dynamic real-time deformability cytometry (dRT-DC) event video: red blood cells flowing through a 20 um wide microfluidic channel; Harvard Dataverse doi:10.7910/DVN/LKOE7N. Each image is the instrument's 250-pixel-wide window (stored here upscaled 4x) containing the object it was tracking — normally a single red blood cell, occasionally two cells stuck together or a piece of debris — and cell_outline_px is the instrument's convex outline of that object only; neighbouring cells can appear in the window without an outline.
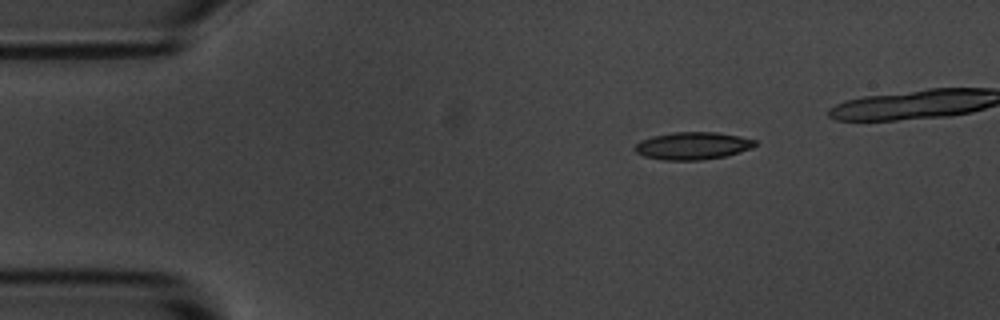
{"species": "common noctule bat (a hibernating species)", "species_latin": "Nyctalus noctula", "temperature_condition": "room temperature", "stored_images_in_passage": 3, "camera_frame_rate_fps": 3000, "um_per_image_px": 0.085, "animal": {"sex": "male", "body_mass_g": 20.1, "forearm_length_mm": 53.5}, "frame": {"image": 1, "passage_image": 1, "time_ms": 0.0, "image_size_px": [1000, 320], "cell_outline_px": [[756, 144], [752, 148], [740, 152], [724, 156], [700, 160], [664, 160], [644, 156], [636, 152], [632, 148], [640, 140], [652, 136], [672, 132], [716, 132], [740, 136], [756, 140]], "centroid_in_image_um": [58.85, 12.38], "position_along_channel_um": 26.1, "area_um2": 19.31}}